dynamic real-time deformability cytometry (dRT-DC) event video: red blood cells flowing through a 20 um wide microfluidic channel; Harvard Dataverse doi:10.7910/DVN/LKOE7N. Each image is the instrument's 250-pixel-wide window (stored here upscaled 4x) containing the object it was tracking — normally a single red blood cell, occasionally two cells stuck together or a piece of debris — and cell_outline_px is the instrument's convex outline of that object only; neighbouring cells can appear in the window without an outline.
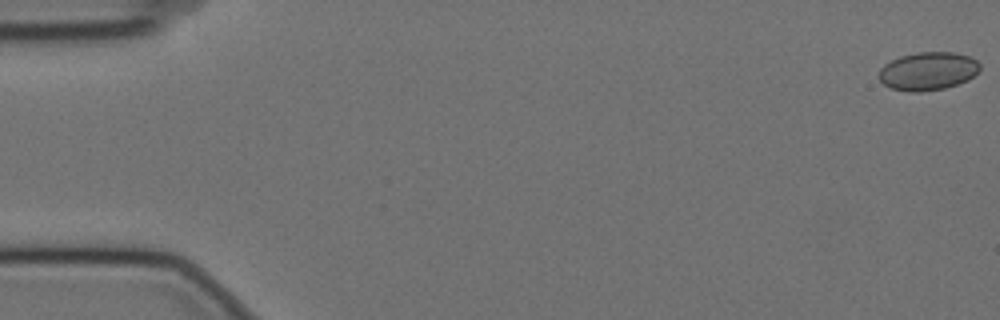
{"species": "Egyptian fruit bat (a non-hibernating species)", "species_latin": "Rousettus aegyptiacus", "temperature_condition": "cold", "stored_images_in_passage": 56, "camera_frame_rate_fps": 3000, "um_per_image_px": 0.085, "animal": {"sex": "female"}, "frame": {"image": 1, "passage_image": 1, "time_ms": 0.0, "image_size_px": [1000, 320], "cell_outline_px": [[980, 68], [968, 80], [944, 88], [920, 92], [908, 92], [892, 88], [884, 84], [876, 76], [880, 68], [884, 64], [900, 56], [916, 52], [956, 52], [968, 56], [976, 60], [980, 64]], "centroid_in_image_um": [78.84, 6.04], "position_along_channel_um": 6.2, "area_um2": 22.54}}
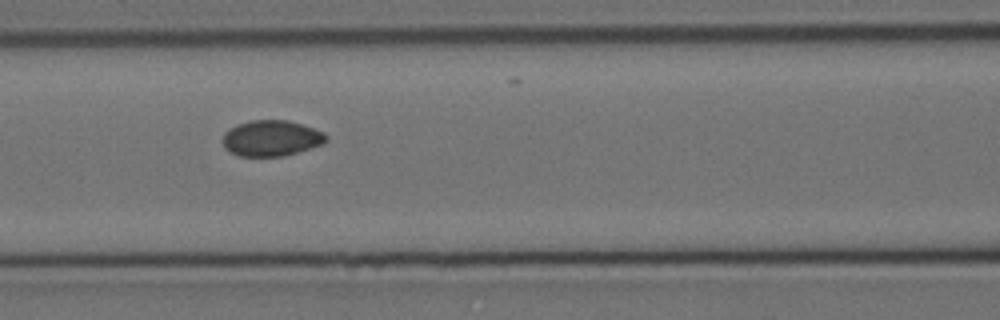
{"frame": {"image": 2, "passage_image": 25, "time_ms": 8.0, "image_size_px": [1000, 320], "cell_outline_px": [[328, 140], [320, 144], [284, 156], [240, 156], [228, 152], [224, 148], [224, 132], [236, 124], [248, 120], [288, 120], [324, 132], [328, 136]], "centroid_in_image_um": [23.02, 11.74], "position_along_channel_um": 143.6, "area_um2": 21.5}}
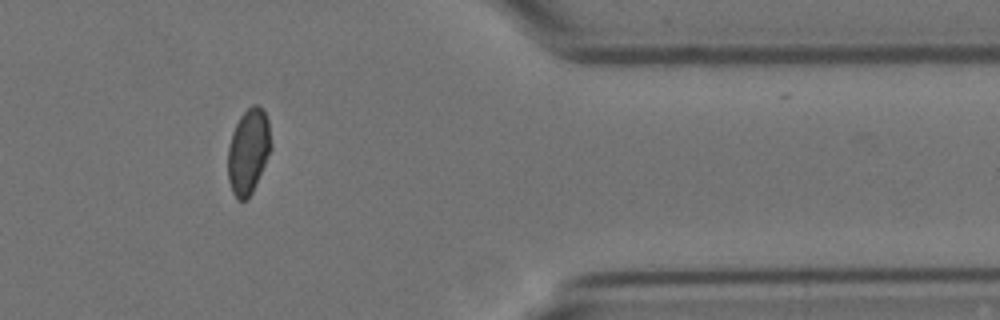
{"frame": {"image": 3, "passage_image": 48, "time_ms": 15.667, "image_size_px": [1000, 320], "cell_outline_px": [[272, 148], [252, 192], [248, 200], [236, 200], [232, 192], [228, 180], [228, 148], [232, 132], [240, 116], [252, 104], [256, 104], [264, 112], [268, 120]], "centroid_in_image_um": [21.1, 12.89], "position_along_channel_um": 390.3, "area_um2": 21.39}}